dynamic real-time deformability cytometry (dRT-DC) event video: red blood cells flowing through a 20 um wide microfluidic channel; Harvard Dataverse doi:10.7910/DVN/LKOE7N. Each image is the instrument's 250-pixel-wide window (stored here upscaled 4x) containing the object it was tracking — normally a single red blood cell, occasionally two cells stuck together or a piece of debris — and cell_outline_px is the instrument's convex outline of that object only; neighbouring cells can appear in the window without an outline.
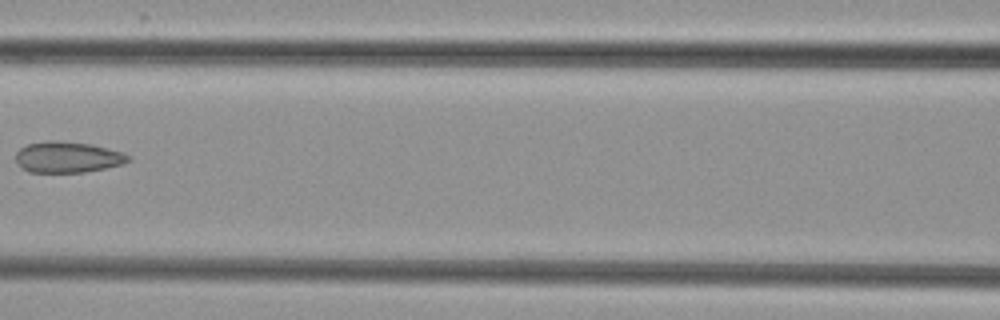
{"species": "common noctule bat (a hibernating species)", "species_latin": "Nyctalus noctula", "temperature_condition": "cold", "stored_images_in_passage": 8, "camera_frame_rate_fps": 3000, "um_per_image_px": 0.085, "animal": {"sex": "female", "body_mass_g": 29.2, "forearm_length_mm": 56.3}, "frame": {"image": 1, "passage_image": 7, "time_ms": 7.0, "image_size_px": [1000, 320], "cell_outline_px": [[132, 160], [124, 164], [84, 172], [28, 172], [16, 160], [16, 152], [20, 148], [28, 144], [52, 140], [56, 140], [92, 144], [124, 152], [132, 156]], "centroid_in_image_um": [5.82, 13.35], "position_along_channel_um": 160.8, "area_um2": 20.4}}
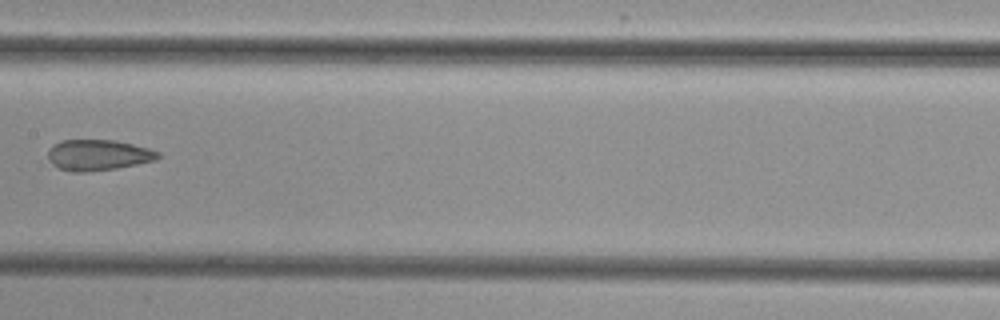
{"frame": {"image": 2, "passage_image": 8, "time_ms": 8.0, "image_size_px": [1000, 320], "cell_outline_px": [[160, 156], [156, 160], [116, 168], [88, 172], [72, 172], [60, 168], [52, 164], [48, 160], [48, 148], [52, 144], [60, 140], [116, 140], [148, 148], [160, 152]], "centroid_in_image_um": [8.31, 13.17], "position_along_channel_um": 199.1, "area_um2": 19.88}}